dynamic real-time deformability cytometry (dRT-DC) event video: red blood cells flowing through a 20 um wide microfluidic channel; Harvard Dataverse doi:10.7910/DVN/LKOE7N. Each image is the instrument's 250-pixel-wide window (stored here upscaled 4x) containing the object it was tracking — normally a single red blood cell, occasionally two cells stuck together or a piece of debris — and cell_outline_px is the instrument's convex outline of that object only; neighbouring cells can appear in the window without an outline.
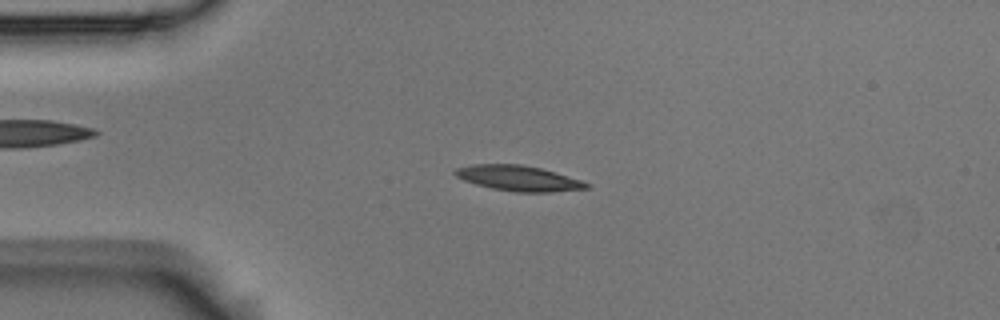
{"species": "Egyptian fruit bat (a non-hibernating species)", "species_latin": "Rousettus aegyptiacus", "temperature_condition": "room temperature", "stored_images_in_passage": 3, "camera_frame_rate_fps": 3000, "um_per_image_px": 0.085, "animal": {"sex": "male"}, "frame": {"image": 1, "passage_image": 2, "time_ms": 0.333, "image_size_px": [1000, 320], "cell_outline_px": [[592, 184], [588, 188], [552, 192], [516, 192], [492, 188], [476, 184], [464, 180], [456, 176], [452, 172], [456, 168], [472, 164], [520, 164], [540, 168], [556, 172]], "centroid_in_image_um": [44.07, 15.15], "position_along_channel_um": 40.9, "area_um2": 19.36}}